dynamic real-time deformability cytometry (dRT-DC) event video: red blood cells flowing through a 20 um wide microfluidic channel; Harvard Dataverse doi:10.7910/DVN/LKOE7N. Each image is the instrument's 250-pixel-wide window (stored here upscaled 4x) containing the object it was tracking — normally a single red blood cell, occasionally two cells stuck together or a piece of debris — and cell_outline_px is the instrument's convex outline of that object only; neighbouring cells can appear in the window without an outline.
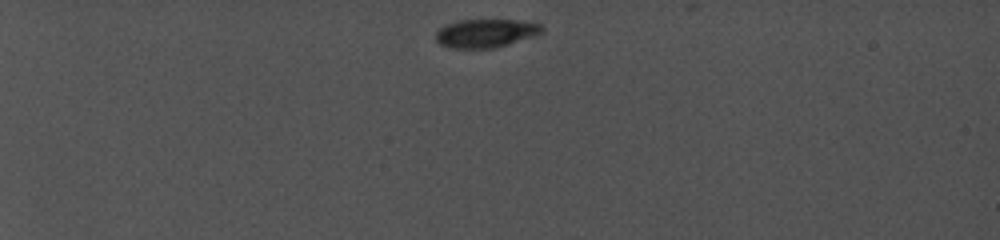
{"species": "common noctule bat (a hibernating species)", "species_latin": "Nyctalus noctula", "temperature_condition": "cold", "stored_images_in_passage": 74, "camera_frame_rate_fps": 5000, "um_per_image_px": 0.085, "animal": {"sex": "female", "body_mass_g": 19.0, "forearm_length_mm": 56.7}, "frame": {"image": 1, "passage_image": 1, "time_ms": 0.0, "image_size_px": [1000, 240], "cell_outline_px": [[544, 32], [536, 36], [496, 48], [448, 48], [440, 44], [436, 40], [436, 32], [444, 24], [456, 20], [516, 20], [540, 24], [544, 28]], "centroid_in_image_um": [41.29, 2.83], "position_along_channel_um": 43.7, "area_um2": 17.86}}
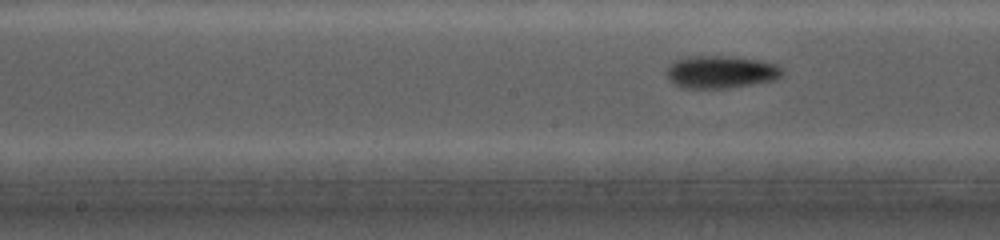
{"frame": {"image": 2, "passage_image": 41, "time_ms": 6.2, "image_size_px": [1000, 240], "cell_outline_px": [[784, 72], [776, 80], [728, 88], [684, 88], [672, 84], [668, 76], [668, 68], [676, 60], [688, 56], [720, 56], [760, 60], [776, 64]], "centroid_in_image_um": [61.28, 6.13], "position_along_channel_um": 186.9, "area_um2": 21.73}}
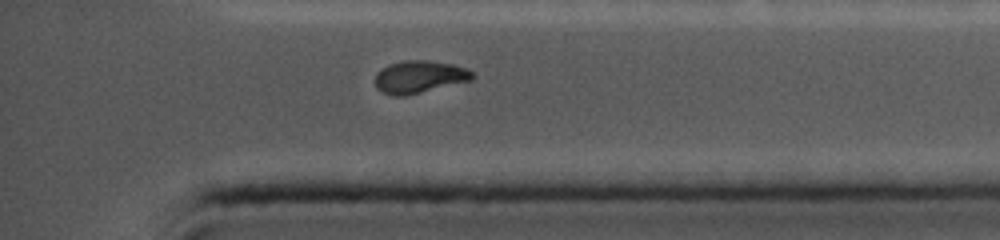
{"frame": {"image": 3, "passage_image": 74, "time_ms": 11.6, "image_size_px": [1000, 240], "cell_outline_px": [[476, 76], [472, 80], [404, 96], [396, 96], [384, 92], [376, 88], [376, 72], [388, 64], [404, 60], [428, 60], [452, 64], [464, 68], [472, 72]], "centroid_in_image_um": [35.64, 6.52], "position_along_channel_um": 399.6, "area_um2": 18.26}}